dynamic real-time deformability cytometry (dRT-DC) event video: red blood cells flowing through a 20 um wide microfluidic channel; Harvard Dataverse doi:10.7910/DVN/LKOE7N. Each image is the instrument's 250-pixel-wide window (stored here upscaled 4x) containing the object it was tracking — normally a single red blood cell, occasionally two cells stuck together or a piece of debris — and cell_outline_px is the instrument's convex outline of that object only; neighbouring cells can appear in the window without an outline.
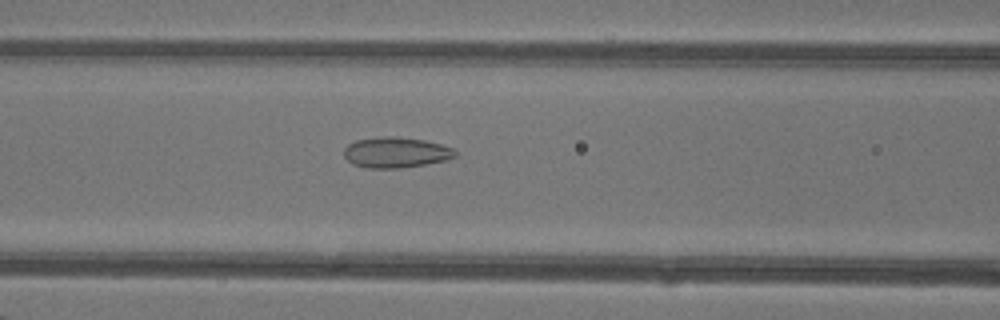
{"species": "common noctule bat (a hibernating species)", "species_latin": "Nyctalus noctula", "temperature_condition": "warm", "stored_images_in_passage": 34, "camera_frame_rate_fps": 3000, "um_per_image_px": 0.085, "animal": {"sex": "female"}, "frame": {"image": 1, "passage_image": 7, "time_ms": 2.0, "image_size_px": [1000, 320], "cell_outline_px": [[456, 156], [448, 160], [400, 168], [368, 168], [352, 164], [344, 156], [344, 148], [348, 144], [356, 140], [384, 136], [396, 136], [424, 140], [440, 144], [452, 148], [456, 152]], "centroid_in_image_um": [33.64, 12.95], "position_along_channel_um": 133.0, "area_um2": 19.83}}
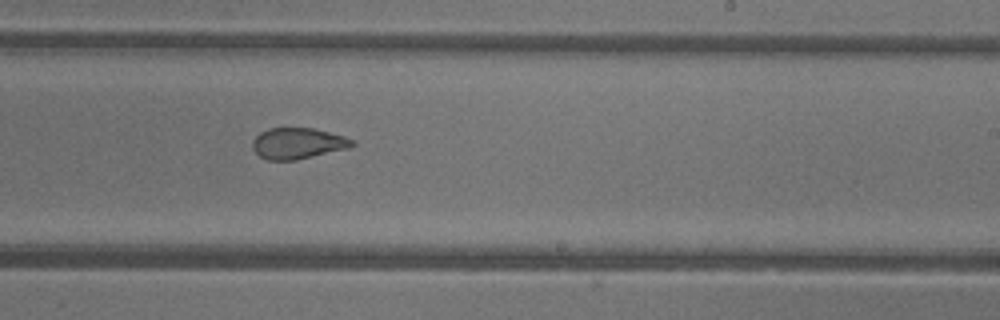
{"frame": {"image": 2, "passage_image": 16, "time_ms": 5.0, "image_size_px": [1000, 320], "cell_outline_px": [[356, 144], [348, 148], [296, 160], [268, 160], [260, 156], [252, 148], [252, 140], [260, 132], [268, 128], [312, 128], [344, 136], [352, 140]], "centroid_in_image_um": [25.28, 12.18], "position_along_channel_um": 263.7, "area_um2": 17.92}}
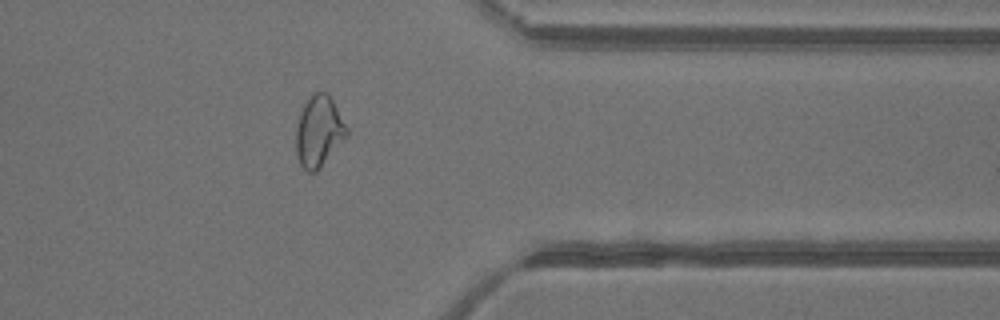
{"frame": {"image": 3, "passage_image": 25, "time_ms": 8.0, "image_size_px": [1000, 320], "cell_outline_px": [[348, 132], [320, 168], [316, 172], [308, 172], [300, 164], [296, 156], [296, 128], [300, 112], [304, 104], [316, 92], [328, 92], [348, 128]], "centroid_in_image_um": [27.07, 11.16], "position_along_channel_um": 384.3, "area_um2": 20.58}, "authors_computed_cell_mechanics": {"area_um2": 19.7387, "velocity_mm_per_s": 4.3629, "shape_relaxation_time_tau1_ms": null, "shape_relaxation_time_tau2_ms": 1.0621, "deformation_change_tau1": null, "deformation_change_tau2": 0.0737}}